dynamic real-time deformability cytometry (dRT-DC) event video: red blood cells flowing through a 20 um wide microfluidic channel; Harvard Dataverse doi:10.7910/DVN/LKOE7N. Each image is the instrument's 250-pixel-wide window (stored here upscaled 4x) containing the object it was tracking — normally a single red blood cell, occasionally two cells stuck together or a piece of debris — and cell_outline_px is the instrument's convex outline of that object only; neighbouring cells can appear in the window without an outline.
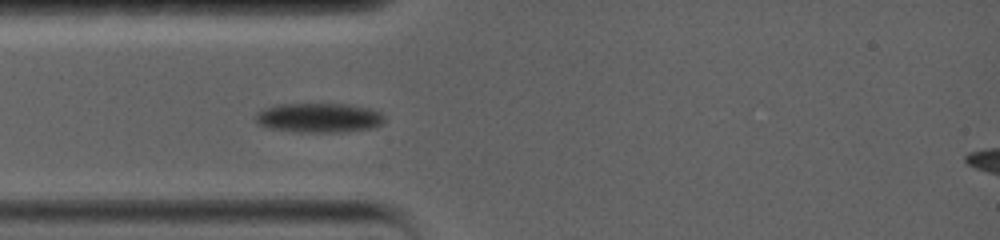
{"species": "common noctule bat (a hibernating species)", "species_latin": "Nyctalus noctula", "temperature_condition": "warm", "stored_images_in_passage": 17, "camera_frame_rate_fps": 5000, "um_per_image_px": 0.085, "animal": {"sex": "female", "body_mass_g": 19.0, "forearm_length_mm": 56.7}, "frame": {"image": 1, "passage_image": 1, "time_ms": 0.0, "image_size_px": [1000, 240], "cell_outline_px": [[384, 124], [376, 128], [344, 132], [292, 132], [272, 128], [260, 124], [256, 120], [256, 112], [264, 108], [276, 104], [348, 104], [368, 108], [380, 112], [384, 116]], "centroid_in_image_um": [27.15, 10.02], "position_along_channel_um": 57.8, "area_um2": 22.37}}
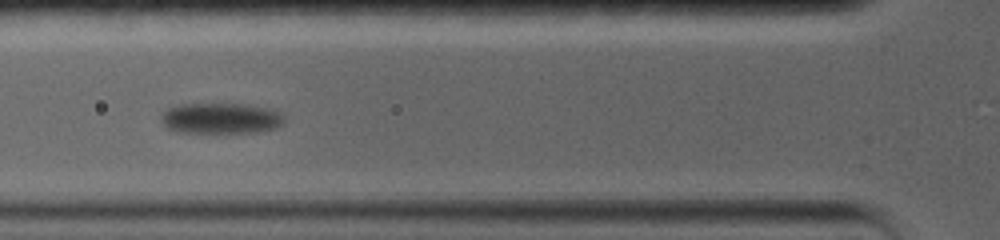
{"frame": {"image": 2, "passage_image": 3, "time_ms": 1.6, "image_size_px": [1000, 240], "cell_outline_px": [[284, 124], [276, 128], [256, 132], [176, 132], [164, 128], [160, 120], [164, 112], [168, 108], [180, 104], [248, 104], [264, 108], [276, 112], [284, 116]], "centroid_in_image_um": [18.72, 10.06], "position_along_channel_um": 107.1, "area_um2": 22.02}}
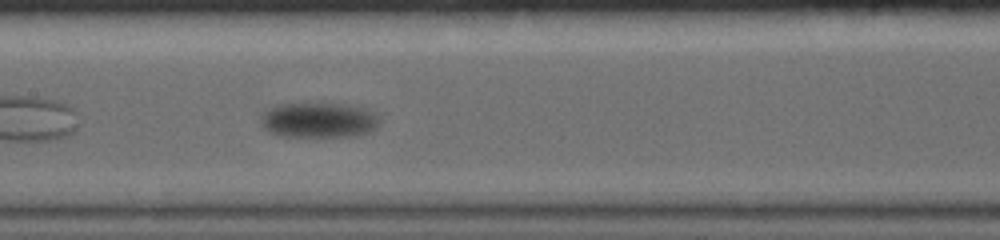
{"frame": {"image": 3, "passage_image": 6, "time_ms": 4.0, "image_size_px": [1000, 240], "cell_outline_px": [[380, 124], [376, 128], [368, 132], [356, 136], [280, 136], [268, 132], [260, 124], [260, 116], [268, 108], [276, 104], [344, 104], [364, 108], [380, 116]], "centroid_in_image_um": [27.07, 10.21], "position_along_channel_um": 180.3, "area_um2": 24.51}}